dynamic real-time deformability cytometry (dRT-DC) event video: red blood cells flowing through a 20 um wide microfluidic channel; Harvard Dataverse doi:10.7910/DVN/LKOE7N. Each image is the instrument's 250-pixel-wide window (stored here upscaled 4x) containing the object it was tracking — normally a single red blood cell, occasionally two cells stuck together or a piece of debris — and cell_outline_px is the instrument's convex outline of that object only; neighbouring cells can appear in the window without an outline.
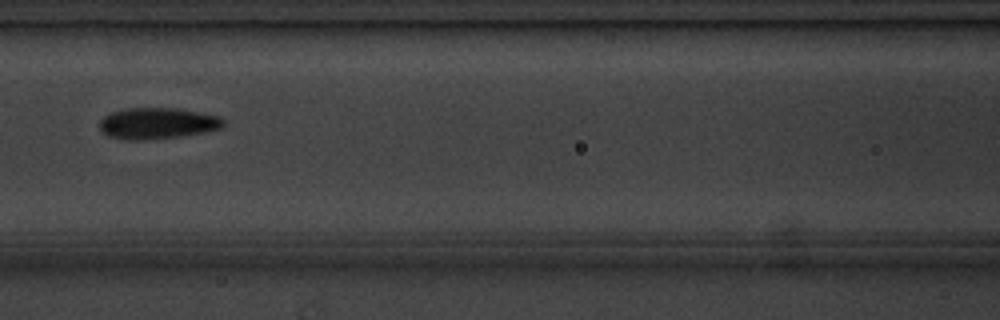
{"species": "common noctule bat (a hibernating species)", "species_latin": "Nyctalus noctula", "temperature_condition": "cold", "stored_images_in_passage": 9, "camera_frame_rate_fps": 3000, "um_per_image_px": 0.085, "animal": {"sex": "male", "body_mass_g": 20.1, "forearm_length_mm": 53.5}, "frame": {"image": 1, "passage_image": 7, "time_ms": 7.0, "image_size_px": [1000, 320], "cell_outline_px": [[224, 124], [220, 128], [204, 132], [180, 136], [140, 140], [128, 140], [108, 136], [100, 128], [100, 120], [104, 116], [112, 112], [124, 108], [180, 108], [220, 116], [224, 120]], "centroid_in_image_um": [13.38, 10.47], "position_along_channel_um": 153.2, "area_um2": 22.48}}